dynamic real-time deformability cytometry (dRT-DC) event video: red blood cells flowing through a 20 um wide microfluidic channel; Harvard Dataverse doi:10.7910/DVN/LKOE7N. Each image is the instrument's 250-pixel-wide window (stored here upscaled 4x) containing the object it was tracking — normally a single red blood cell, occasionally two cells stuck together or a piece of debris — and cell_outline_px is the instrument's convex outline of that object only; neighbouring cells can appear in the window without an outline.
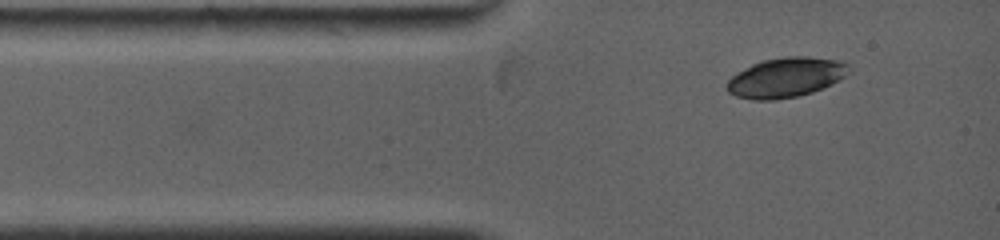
{"species": "common noctule bat (a hibernating species)", "species_latin": "Nyctalus noctula", "temperature_condition": "warm", "stored_images_in_passage": 2, "camera_frame_rate_fps": 5000, "um_per_image_px": 0.085, "animal": {"sex": "female", "body_mass_g": 19.0, "forearm_length_mm": 53.3}, "frame": {"image": 1, "passage_image": 1, "time_ms": 0.0, "image_size_px": [1000, 240], "cell_outline_px": [[848, 72], [844, 76], [832, 84], [812, 92], [796, 96], [776, 100], [752, 100], [736, 96], [728, 92], [728, 80], [736, 72], [752, 64], [764, 60], [784, 56], [808, 56], [840, 60], [848, 64]], "centroid_in_image_um": [66.79, 6.58], "position_along_channel_um": 18.2, "area_um2": 28.21}}